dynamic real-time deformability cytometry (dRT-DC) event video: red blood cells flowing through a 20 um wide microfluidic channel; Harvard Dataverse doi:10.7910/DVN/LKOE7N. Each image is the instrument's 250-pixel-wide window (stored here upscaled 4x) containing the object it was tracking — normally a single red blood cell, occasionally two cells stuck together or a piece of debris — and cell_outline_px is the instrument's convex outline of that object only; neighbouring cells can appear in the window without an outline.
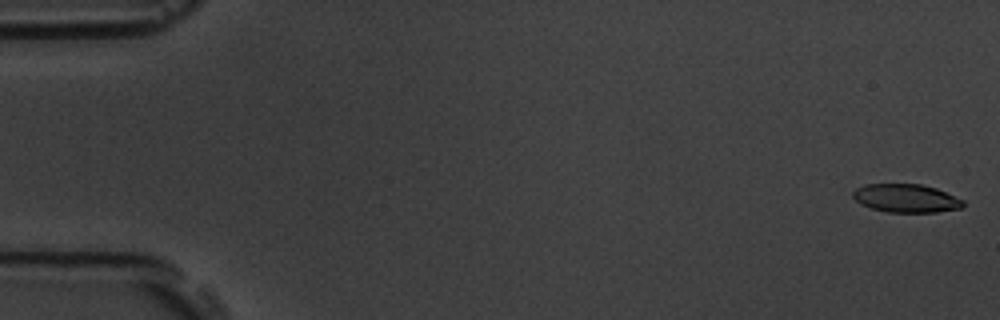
{"species": "common noctule bat (a hibernating species)", "species_latin": "Nyctalus noctula", "temperature_condition": "room temperature", "stored_images_in_passage": 11, "camera_frame_rate_fps": 3000, "um_per_image_px": 0.085, "animal": {"sex": "male", "body_mass_g": 19.5, "forearm_length_mm": 54.6}, "frame": {"image": 1, "passage_image": 1, "time_ms": 0.0, "image_size_px": [1000, 320], "cell_outline_px": [[964, 204], [960, 208], [936, 212], [888, 212], [872, 208], [860, 204], [852, 196], [852, 192], [856, 188], [864, 184], [920, 184], [936, 188], [964, 200]], "centroid_in_image_um": [76.99, 16.84], "position_along_channel_um": 8.0, "area_um2": 18.15}}